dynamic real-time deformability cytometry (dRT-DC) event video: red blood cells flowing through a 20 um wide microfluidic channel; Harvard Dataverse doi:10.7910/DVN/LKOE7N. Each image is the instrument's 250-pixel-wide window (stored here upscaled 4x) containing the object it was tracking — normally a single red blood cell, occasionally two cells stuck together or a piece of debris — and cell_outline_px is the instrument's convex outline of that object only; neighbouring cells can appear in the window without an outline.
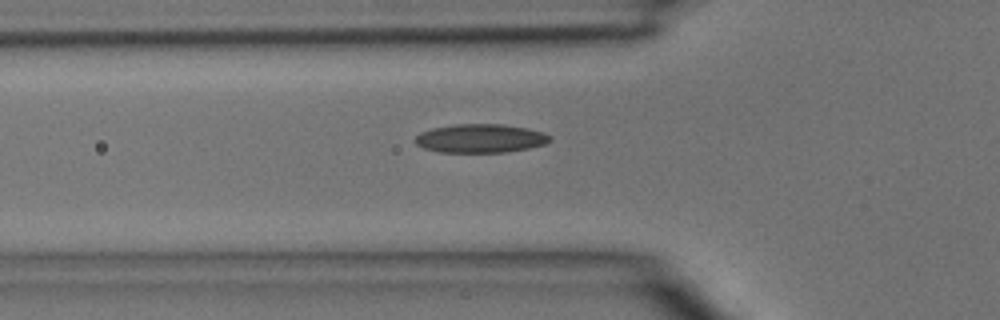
{"species": "common noctule bat (a hibernating species)", "species_latin": "Nyctalus noctula", "temperature_condition": "room temperature", "stored_images_in_passage": 5, "camera_frame_rate_fps": 3000, "um_per_image_px": 0.085, "animal": {"sex": "male", "body_mass_g": 15.6}, "frame": {"image": 1, "passage_image": 5, "time_ms": 1.333, "image_size_px": [1000, 320], "cell_outline_px": [[552, 140], [544, 144], [528, 148], [508, 152], [440, 152], [424, 148], [416, 144], [416, 136], [420, 132], [432, 128], [456, 124], [504, 124], [544, 132], [552, 136]], "centroid_in_image_um": [40.85, 11.76], "position_along_channel_um": 84.9, "area_um2": 22.48}}